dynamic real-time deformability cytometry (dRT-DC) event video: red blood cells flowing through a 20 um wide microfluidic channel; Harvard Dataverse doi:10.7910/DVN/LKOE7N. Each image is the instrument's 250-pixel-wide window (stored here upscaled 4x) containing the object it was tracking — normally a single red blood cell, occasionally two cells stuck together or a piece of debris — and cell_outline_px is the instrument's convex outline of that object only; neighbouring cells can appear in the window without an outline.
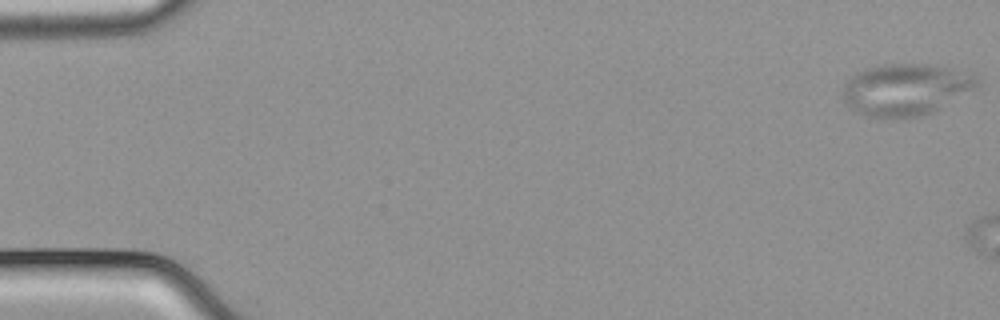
{"species": "common noctule bat (a hibernating species)", "species_latin": "Nyctalus noctula", "temperature_condition": "cold", "stored_images_in_passage": 15, "camera_frame_rate_fps": 3000, "um_per_image_px": 0.085, "animal": {"sex": "male", "body_mass_g": 21.5, "forearm_length_mm": 52.0}, "frame": {"image": 1, "passage_image": 1, "time_ms": 0.0, "image_size_px": [1000, 320], "cell_outline_px": [[980, 84], [936, 112], [916, 116], [868, 116], [848, 108], [844, 100], [844, 84], [856, 72], [880, 64], [928, 64], [976, 72], [980, 76]], "centroid_in_image_um": [77.06, 7.57], "position_along_channel_um": 7.9, "area_um2": 40.58}}